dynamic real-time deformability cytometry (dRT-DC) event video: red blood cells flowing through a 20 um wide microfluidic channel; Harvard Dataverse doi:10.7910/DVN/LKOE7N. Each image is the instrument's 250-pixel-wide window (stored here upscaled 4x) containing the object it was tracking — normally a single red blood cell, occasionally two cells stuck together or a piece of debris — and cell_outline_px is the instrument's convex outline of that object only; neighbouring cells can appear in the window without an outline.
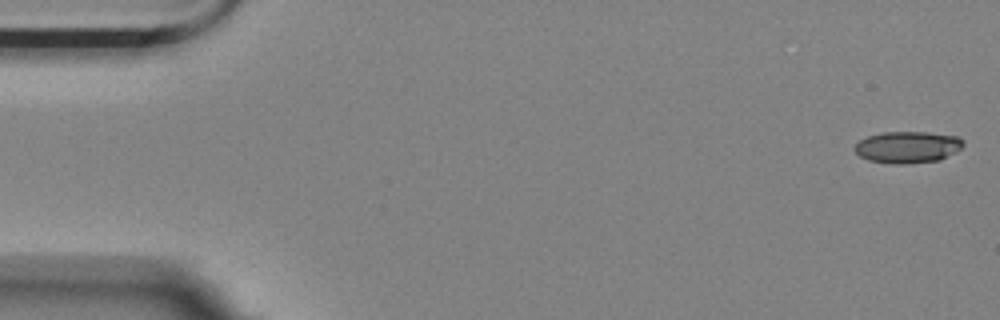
{"species": "Egyptian fruit bat (a non-hibernating species)", "species_latin": "Rousettus aegyptiacus", "temperature_condition": "room temperature", "stored_images_in_passage": 4, "camera_frame_rate_fps": 3000, "um_per_image_px": 0.085, "animal": {"sex": "female"}, "frame": {"image": 1, "passage_image": 1, "time_ms": 0.0, "image_size_px": [1000, 320], "cell_outline_px": [[964, 144], [956, 152], [940, 160], [908, 164], [892, 164], [868, 160], [860, 156], [852, 148], [860, 140], [868, 136], [884, 132], [924, 132], [960, 136], [964, 140]], "centroid_in_image_um": [77.16, 12.51], "position_along_channel_um": 7.8, "area_um2": 20.23}}
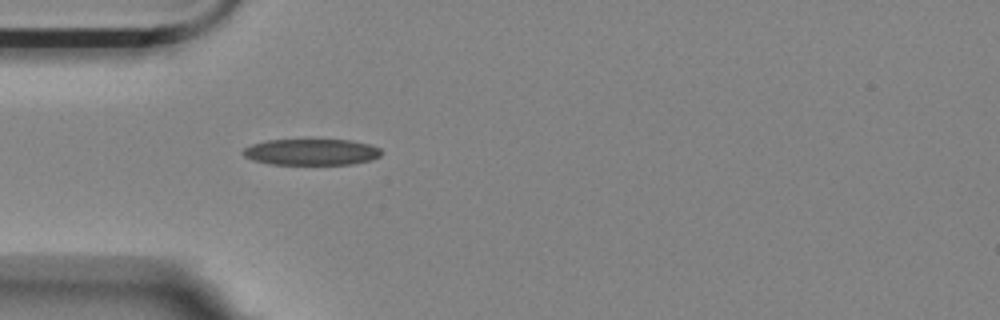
{"frame": {"image": 2, "passage_image": 4, "time_ms": 5.0, "image_size_px": [1000, 320], "cell_outline_px": [[380, 156], [372, 160], [352, 164], [268, 164], [252, 160], [244, 156], [240, 152], [244, 148], [252, 144], [268, 140], [352, 140], [368, 144], [380, 148]], "centroid_in_image_um": [26.44, 12.92], "position_along_channel_um": 58.6, "area_um2": 21.15}}